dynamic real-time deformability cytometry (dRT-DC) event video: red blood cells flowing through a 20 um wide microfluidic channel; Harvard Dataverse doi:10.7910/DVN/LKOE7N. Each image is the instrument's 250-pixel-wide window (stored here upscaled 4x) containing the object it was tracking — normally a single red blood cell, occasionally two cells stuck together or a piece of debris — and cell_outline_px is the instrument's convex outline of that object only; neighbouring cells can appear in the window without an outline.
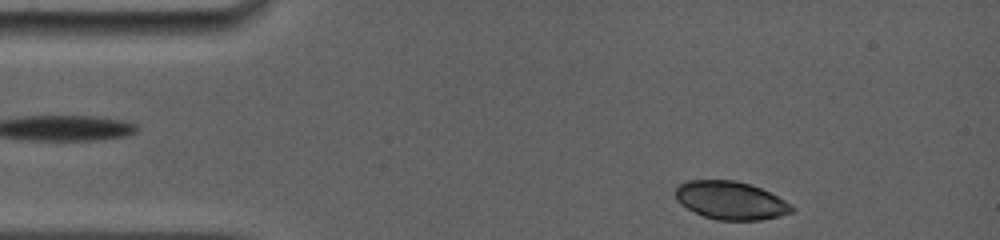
{"species": "common noctule bat (a hibernating species)", "species_latin": "Nyctalus noctula", "temperature_condition": "room temperature", "stored_images_in_passage": 13, "segment_of_instrument_passage": [2, 2], "camera_frame_rate_fps": 5000, "um_per_image_px": 0.085, "animal": {"sex": "female", "body_mass_g": 19.0, "forearm_length_mm": 56.7}, "frame": {"image": 1, "passage_image": 13, "time_ms": 5.2, "image_size_px": [1000, 240], "cell_outline_px": [[796, 208], [792, 212], [780, 216], [760, 220], [716, 220], [704, 216], [680, 204], [676, 200], [676, 188], [680, 184], [688, 180], [736, 180], [752, 184], [792, 204]], "centroid_in_image_um": [62.12, 17.03], "position_along_channel_um": 22.9, "area_um2": 25.84}}